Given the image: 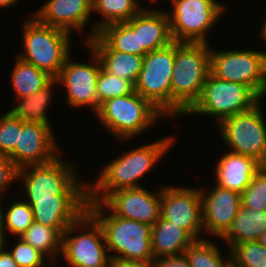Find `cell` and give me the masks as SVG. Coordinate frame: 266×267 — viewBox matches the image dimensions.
<instances>
[{"label": "cell", "instance_id": "1", "mask_svg": "<svg viewBox=\"0 0 266 267\" xmlns=\"http://www.w3.org/2000/svg\"><path fill=\"white\" fill-rule=\"evenodd\" d=\"M175 136L176 134L168 135L125 150L107 164H103L98 177L87 182L88 202H102L110 193L119 189L142 187L143 184L139 182L157 168L159 161L172 149L174 143L176 144Z\"/></svg>", "mask_w": 266, "mask_h": 267}, {"label": "cell", "instance_id": "2", "mask_svg": "<svg viewBox=\"0 0 266 267\" xmlns=\"http://www.w3.org/2000/svg\"><path fill=\"white\" fill-rule=\"evenodd\" d=\"M208 43L175 42L171 79V119L183 118L199 99L210 67Z\"/></svg>", "mask_w": 266, "mask_h": 267}, {"label": "cell", "instance_id": "3", "mask_svg": "<svg viewBox=\"0 0 266 267\" xmlns=\"http://www.w3.org/2000/svg\"><path fill=\"white\" fill-rule=\"evenodd\" d=\"M87 211L103 230L112 262L154 259L150 224L118 217L102 202H88Z\"/></svg>", "mask_w": 266, "mask_h": 267}, {"label": "cell", "instance_id": "4", "mask_svg": "<svg viewBox=\"0 0 266 267\" xmlns=\"http://www.w3.org/2000/svg\"><path fill=\"white\" fill-rule=\"evenodd\" d=\"M102 129L111 134L116 142L128 143L159 125L166 118L149 100L136 91L130 95L103 102L94 115ZM128 141V142H127Z\"/></svg>", "mask_w": 266, "mask_h": 267}, {"label": "cell", "instance_id": "5", "mask_svg": "<svg viewBox=\"0 0 266 267\" xmlns=\"http://www.w3.org/2000/svg\"><path fill=\"white\" fill-rule=\"evenodd\" d=\"M22 22V52L16 56L56 79L72 54L73 35L40 23L32 14Z\"/></svg>", "mask_w": 266, "mask_h": 267}, {"label": "cell", "instance_id": "6", "mask_svg": "<svg viewBox=\"0 0 266 267\" xmlns=\"http://www.w3.org/2000/svg\"><path fill=\"white\" fill-rule=\"evenodd\" d=\"M61 155L46 164L18 169V184H22L23 199L54 198V195H88V179L84 182L85 179L78 175L80 172L77 171V165L67 163Z\"/></svg>", "mask_w": 266, "mask_h": 267}, {"label": "cell", "instance_id": "7", "mask_svg": "<svg viewBox=\"0 0 266 267\" xmlns=\"http://www.w3.org/2000/svg\"><path fill=\"white\" fill-rule=\"evenodd\" d=\"M261 101L251 87L219 79L210 72L199 99L184 116H211L216 126L224 118L251 110Z\"/></svg>", "mask_w": 266, "mask_h": 267}, {"label": "cell", "instance_id": "8", "mask_svg": "<svg viewBox=\"0 0 266 267\" xmlns=\"http://www.w3.org/2000/svg\"><path fill=\"white\" fill-rule=\"evenodd\" d=\"M170 4L166 12L175 42L209 44L208 33L215 30V24L228 11L226 4L219 0H171Z\"/></svg>", "mask_w": 266, "mask_h": 267}, {"label": "cell", "instance_id": "9", "mask_svg": "<svg viewBox=\"0 0 266 267\" xmlns=\"http://www.w3.org/2000/svg\"><path fill=\"white\" fill-rule=\"evenodd\" d=\"M66 267H109L112 260L99 222L86 210L62 235Z\"/></svg>", "mask_w": 266, "mask_h": 267}, {"label": "cell", "instance_id": "10", "mask_svg": "<svg viewBox=\"0 0 266 267\" xmlns=\"http://www.w3.org/2000/svg\"><path fill=\"white\" fill-rule=\"evenodd\" d=\"M235 49L214 50L212 47L210 72L219 79L251 87L263 99L266 96V51Z\"/></svg>", "mask_w": 266, "mask_h": 267}, {"label": "cell", "instance_id": "11", "mask_svg": "<svg viewBox=\"0 0 266 267\" xmlns=\"http://www.w3.org/2000/svg\"><path fill=\"white\" fill-rule=\"evenodd\" d=\"M262 105L261 101L251 110L224 118L216 127L230 152L256 158L266 166V118Z\"/></svg>", "mask_w": 266, "mask_h": 267}, {"label": "cell", "instance_id": "12", "mask_svg": "<svg viewBox=\"0 0 266 267\" xmlns=\"http://www.w3.org/2000/svg\"><path fill=\"white\" fill-rule=\"evenodd\" d=\"M175 59V41L166 47L148 52L143 57L142 69L134 91L149 100L171 119V79Z\"/></svg>", "mask_w": 266, "mask_h": 267}, {"label": "cell", "instance_id": "13", "mask_svg": "<svg viewBox=\"0 0 266 267\" xmlns=\"http://www.w3.org/2000/svg\"><path fill=\"white\" fill-rule=\"evenodd\" d=\"M86 47L89 49L88 53L90 52L89 61L78 62L70 55L56 79L59 87L65 91L64 99L68 107L72 110L89 107L95 115L99 109L96 86L102 64L95 51L87 44Z\"/></svg>", "mask_w": 266, "mask_h": 267}, {"label": "cell", "instance_id": "14", "mask_svg": "<svg viewBox=\"0 0 266 267\" xmlns=\"http://www.w3.org/2000/svg\"><path fill=\"white\" fill-rule=\"evenodd\" d=\"M161 217L187 231L195 240L206 238L201 193L197 186L161 184Z\"/></svg>", "mask_w": 266, "mask_h": 267}, {"label": "cell", "instance_id": "15", "mask_svg": "<svg viewBox=\"0 0 266 267\" xmlns=\"http://www.w3.org/2000/svg\"><path fill=\"white\" fill-rule=\"evenodd\" d=\"M53 129L52 125L21 120L18 142L8 156L18 169L52 162L63 153Z\"/></svg>", "mask_w": 266, "mask_h": 267}, {"label": "cell", "instance_id": "16", "mask_svg": "<svg viewBox=\"0 0 266 267\" xmlns=\"http://www.w3.org/2000/svg\"><path fill=\"white\" fill-rule=\"evenodd\" d=\"M159 189L146 187L119 189L110 193L102 203L116 216L153 226L161 217V185Z\"/></svg>", "mask_w": 266, "mask_h": 267}, {"label": "cell", "instance_id": "17", "mask_svg": "<svg viewBox=\"0 0 266 267\" xmlns=\"http://www.w3.org/2000/svg\"><path fill=\"white\" fill-rule=\"evenodd\" d=\"M199 188L204 235L220 239L231 227L232 221L240 209L241 193L216 184L208 189L204 185Z\"/></svg>", "mask_w": 266, "mask_h": 267}, {"label": "cell", "instance_id": "18", "mask_svg": "<svg viewBox=\"0 0 266 267\" xmlns=\"http://www.w3.org/2000/svg\"><path fill=\"white\" fill-rule=\"evenodd\" d=\"M34 12V13H32ZM31 13L40 23L82 34L94 19L92 0H46ZM83 32V33H82Z\"/></svg>", "mask_w": 266, "mask_h": 267}, {"label": "cell", "instance_id": "19", "mask_svg": "<svg viewBox=\"0 0 266 267\" xmlns=\"http://www.w3.org/2000/svg\"><path fill=\"white\" fill-rule=\"evenodd\" d=\"M24 200L31 206L35 222L54 229H67L87 210L88 195Z\"/></svg>", "mask_w": 266, "mask_h": 267}, {"label": "cell", "instance_id": "20", "mask_svg": "<svg viewBox=\"0 0 266 267\" xmlns=\"http://www.w3.org/2000/svg\"><path fill=\"white\" fill-rule=\"evenodd\" d=\"M164 9V10H163ZM166 8L141 9L127 23L138 32L139 55L168 46L173 42Z\"/></svg>", "mask_w": 266, "mask_h": 267}, {"label": "cell", "instance_id": "21", "mask_svg": "<svg viewBox=\"0 0 266 267\" xmlns=\"http://www.w3.org/2000/svg\"><path fill=\"white\" fill-rule=\"evenodd\" d=\"M263 167L256 158L225 150L211 174L216 185L242 193Z\"/></svg>", "mask_w": 266, "mask_h": 267}, {"label": "cell", "instance_id": "22", "mask_svg": "<svg viewBox=\"0 0 266 267\" xmlns=\"http://www.w3.org/2000/svg\"><path fill=\"white\" fill-rule=\"evenodd\" d=\"M195 239L184 229L160 217L151 229L154 259L184 254Z\"/></svg>", "mask_w": 266, "mask_h": 267}, {"label": "cell", "instance_id": "23", "mask_svg": "<svg viewBox=\"0 0 266 267\" xmlns=\"http://www.w3.org/2000/svg\"><path fill=\"white\" fill-rule=\"evenodd\" d=\"M265 231L266 211L249 209L241 204L231 227L219 240H224L230 250L237 244L258 240Z\"/></svg>", "mask_w": 266, "mask_h": 267}, {"label": "cell", "instance_id": "24", "mask_svg": "<svg viewBox=\"0 0 266 267\" xmlns=\"http://www.w3.org/2000/svg\"><path fill=\"white\" fill-rule=\"evenodd\" d=\"M84 44L93 50H115L139 55L138 32H135L127 22L104 26Z\"/></svg>", "mask_w": 266, "mask_h": 267}, {"label": "cell", "instance_id": "25", "mask_svg": "<svg viewBox=\"0 0 266 267\" xmlns=\"http://www.w3.org/2000/svg\"><path fill=\"white\" fill-rule=\"evenodd\" d=\"M59 87L57 79H53L48 85L41 90H38L34 94H30L26 97L15 99V104L9 111L15 116L20 118L24 122L41 123L46 125H52L51 119L47 114L48 108H50L51 102H53V95L55 87ZM17 101V102H16Z\"/></svg>", "mask_w": 266, "mask_h": 267}, {"label": "cell", "instance_id": "26", "mask_svg": "<svg viewBox=\"0 0 266 267\" xmlns=\"http://www.w3.org/2000/svg\"><path fill=\"white\" fill-rule=\"evenodd\" d=\"M93 16L97 14L98 21L91 23V29L85 32V43L92 39L104 26L127 22L133 18L142 8L133 0H92Z\"/></svg>", "mask_w": 266, "mask_h": 267}, {"label": "cell", "instance_id": "27", "mask_svg": "<svg viewBox=\"0 0 266 267\" xmlns=\"http://www.w3.org/2000/svg\"><path fill=\"white\" fill-rule=\"evenodd\" d=\"M15 57L14 66L10 71L11 78H9L15 96L14 100L36 93L54 79L45 71Z\"/></svg>", "mask_w": 266, "mask_h": 267}, {"label": "cell", "instance_id": "28", "mask_svg": "<svg viewBox=\"0 0 266 267\" xmlns=\"http://www.w3.org/2000/svg\"><path fill=\"white\" fill-rule=\"evenodd\" d=\"M66 230L54 229L34 221L20 238L43 253L54 265H59L62 261V235Z\"/></svg>", "mask_w": 266, "mask_h": 267}, {"label": "cell", "instance_id": "29", "mask_svg": "<svg viewBox=\"0 0 266 267\" xmlns=\"http://www.w3.org/2000/svg\"><path fill=\"white\" fill-rule=\"evenodd\" d=\"M18 195L20 194L9 196L7 200L11 198L14 201H9L8 205L4 198L0 199V214L6 238L9 234L13 238L20 237L34 222L31 206ZM3 204H6V207Z\"/></svg>", "mask_w": 266, "mask_h": 267}, {"label": "cell", "instance_id": "30", "mask_svg": "<svg viewBox=\"0 0 266 267\" xmlns=\"http://www.w3.org/2000/svg\"><path fill=\"white\" fill-rule=\"evenodd\" d=\"M94 51L107 72L121 79H126L135 85L142 69L143 56L115 50Z\"/></svg>", "mask_w": 266, "mask_h": 267}, {"label": "cell", "instance_id": "31", "mask_svg": "<svg viewBox=\"0 0 266 267\" xmlns=\"http://www.w3.org/2000/svg\"><path fill=\"white\" fill-rule=\"evenodd\" d=\"M209 238L195 240L184 252L191 267H231L230 250L224 256L221 247Z\"/></svg>", "mask_w": 266, "mask_h": 267}, {"label": "cell", "instance_id": "32", "mask_svg": "<svg viewBox=\"0 0 266 267\" xmlns=\"http://www.w3.org/2000/svg\"><path fill=\"white\" fill-rule=\"evenodd\" d=\"M230 256L233 267H266V248L258 240L233 246Z\"/></svg>", "mask_w": 266, "mask_h": 267}, {"label": "cell", "instance_id": "33", "mask_svg": "<svg viewBox=\"0 0 266 267\" xmlns=\"http://www.w3.org/2000/svg\"><path fill=\"white\" fill-rule=\"evenodd\" d=\"M96 92L100 107L106 100L130 95L134 92V85L126 79L112 75L101 67L97 79Z\"/></svg>", "mask_w": 266, "mask_h": 267}, {"label": "cell", "instance_id": "34", "mask_svg": "<svg viewBox=\"0 0 266 267\" xmlns=\"http://www.w3.org/2000/svg\"><path fill=\"white\" fill-rule=\"evenodd\" d=\"M14 239L16 240L15 242L13 241V245H10L11 242H8L6 239L5 248L9 251L19 267H55L43 253L29 243H26L20 237H15Z\"/></svg>", "mask_w": 266, "mask_h": 267}, {"label": "cell", "instance_id": "35", "mask_svg": "<svg viewBox=\"0 0 266 267\" xmlns=\"http://www.w3.org/2000/svg\"><path fill=\"white\" fill-rule=\"evenodd\" d=\"M241 204L249 209L266 211V166L252 177L241 193Z\"/></svg>", "mask_w": 266, "mask_h": 267}, {"label": "cell", "instance_id": "36", "mask_svg": "<svg viewBox=\"0 0 266 267\" xmlns=\"http://www.w3.org/2000/svg\"><path fill=\"white\" fill-rule=\"evenodd\" d=\"M20 131L21 119L7 109L0 116V154L9 156L15 150Z\"/></svg>", "mask_w": 266, "mask_h": 267}, {"label": "cell", "instance_id": "37", "mask_svg": "<svg viewBox=\"0 0 266 267\" xmlns=\"http://www.w3.org/2000/svg\"><path fill=\"white\" fill-rule=\"evenodd\" d=\"M18 182V168L13 161L5 155L0 154V199L13 184Z\"/></svg>", "mask_w": 266, "mask_h": 267}, {"label": "cell", "instance_id": "38", "mask_svg": "<svg viewBox=\"0 0 266 267\" xmlns=\"http://www.w3.org/2000/svg\"><path fill=\"white\" fill-rule=\"evenodd\" d=\"M155 267H191L185 254L154 259Z\"/></svg>", "mask_w": 266, "mask_h": 267}, {"label": "cell", "instance_id": "39", "mask_svg": "<svg viewBox=\"0 0 266 267\" xmlns=\"http://www.w3.org/2000/svg\"><path fill=\"white\" fill-rule=\"evenodd\" d=\"M114 267H155L154 259L148 261H116Z\"/></svg>", "mask_w": 266, "mask_h": 267}, {"label": "cell", "instance_id": "40", "mask_svg": "<svg viewBox=\"0 0 266 267\" xmlns=\"http://www.w3.org/2000/svg\"><path fill=\"white\" fill-rule=\"evenodd\" d=\"M0 267H19L5 247L0 250Z\"/></svg>", "mask_w": 266, "mask_h": 267}, {"label": "cell", "instance_id": "41", "mask_svg": "<svg viewBox=\"0 0 266 267\" xmlns=\"http://www.w3.org/2000/svg\"><path fill=\"white\" fill-rule=\"evenodd\" d=\"M264 13V20L262 19L263 24L261 25L262 27L259 28V31H257L259 32L257 35L262 41L264 40V43H266V11Z\"/></svg>", "mask_w": 266, "mask_h": 267}, {"label": "cell", "instance_id": "42", "mask_svg": "<svg viewBox=\"0 0 266 267\" xmlns=\"http://www.w3.org/2000/svg\"><path fill=\"white\" fill-rule=\"evenodd\" d=\"M19 0H0V8H11L15 5H17V3Z\"/></svg>", "mask_w": 266, "mask_h": 267}, {"label": "cell", "instance_id": "43", "mask_svg": "<svg viewBox=\"0 0 266 267\" xmlns=\"http://www.w3.org/2000/svg\"><path fill=\"white\" fill-rule=\"evenodd\" d=\"M6 239L7 238L4 234L2 218H1V214H0V250L5 247Z\"/></svg>", "mask_w": 266, "mask_h": 267}, {"label": "cell", "instance_id": "44", "mask_svg": "<svg viewBox=\"0 0 266 267\" xmlns=\"http://www.w3.org/2000/svg\"><path fill=\"white\" fill-rule=\"evenodd\" d=\"M133 1H135L136 3H137V5L138 6H140V8H142V9H150V7H145V5H144V3H143V6H141L142 4H141V2L143 1V0H133ZM140 1V2H139ZM148 2H150V4L151 3H153V4H156V1L155 0H148Z\"/></svg>", "mask_w": 266, "mask_h": 267}, {"label": "cell", "instance_id": "45", "mask_svg": "<svg viewBox=\"0 0 266 267\" xmlns=\"http://www.w3.org/2000/svg\"><path fill=\"white\" fill-rule=\"evenodd\" d=\"M259 243L266 248V231L258 239Z\"/></svg>", "mask_w": 266, "mask_h": 267}, {"label": "cell", "instance_id": "46", "mask_svg": "<svg viewBox=\"0 0 266 267\" xmlns=\"http://www.w3.org/2000/svg\"><path fill=\"white\" fill-rule=\"evenodd\" d=\"M155 1H156L157 4H158V2H161L160 0H155ZM163 1H164V2H165V1L168 2V5H170L169 2H170L171 0H162L161 3H163Z\"/></svg>", "mask_w": 266, "mask_h": 267}]
</instances>
